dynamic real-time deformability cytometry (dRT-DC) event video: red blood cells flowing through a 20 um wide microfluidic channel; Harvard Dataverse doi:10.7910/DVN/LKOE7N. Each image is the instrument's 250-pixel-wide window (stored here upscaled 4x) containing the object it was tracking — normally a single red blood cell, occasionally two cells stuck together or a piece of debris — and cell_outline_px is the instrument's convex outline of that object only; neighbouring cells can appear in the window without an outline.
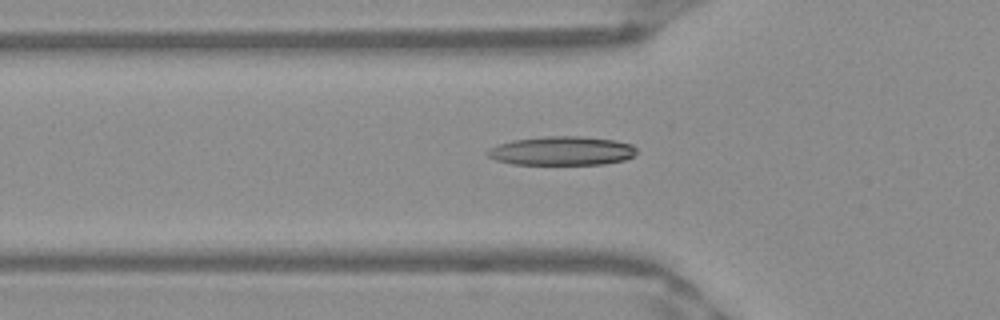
{"species": "Egyptian fruit bat (a non-hibernating species)", "species_latin": "Rousettus aegyptiacus", "temperature_condition": "warm", "stored_images_in_passage": 41, "camera_frame_rate_fps": 3000, "um_per_image_px": 0.085, "frame": {"image": 1, "passage_image": 7, "time_ms": 2.0, "image_size_px": [1000, 320], "cell_outline_px": [[636, 152], [632, 156], [624, 160], [604, 164], [512, 164], [496, 160], [488, 156], [484, 152], [488, 148], [512, 140], [544, 136], [584, 136], [612, 140], [632, 144], [636, 148]], "centroid_in_image_um": [47.72, 12.82], "position_along_channel_um": 78.1, "area_um2": 25.14}}
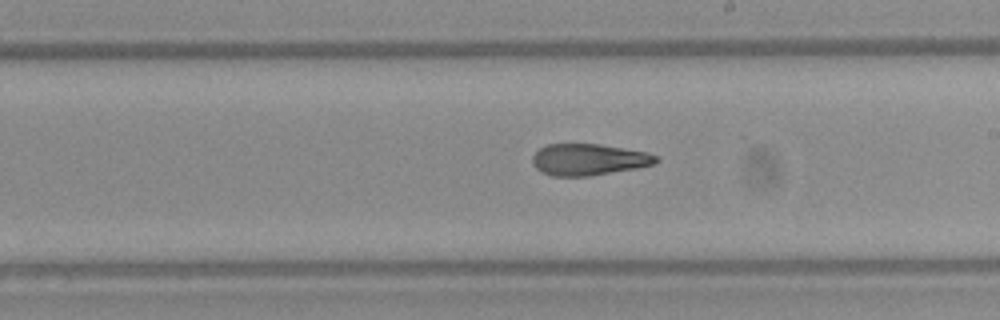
{"frame": {"image": 2, "passage_image": 19, "time_ms": 6.0, "image_size_px": [1000, 320], "cell_outline_px": [[660, 160], [656, 164], [636, 168], [588, 176], [552, 176], [540, 172], [532, 164], [532, 156], [540, 148], [548, 144], [596, 144], [648, 152], [660, 156]], "centroid_in_image_um": [50.05, 13.57], "position_along_channel_um": 238.9, "area_um2": 22.77}}
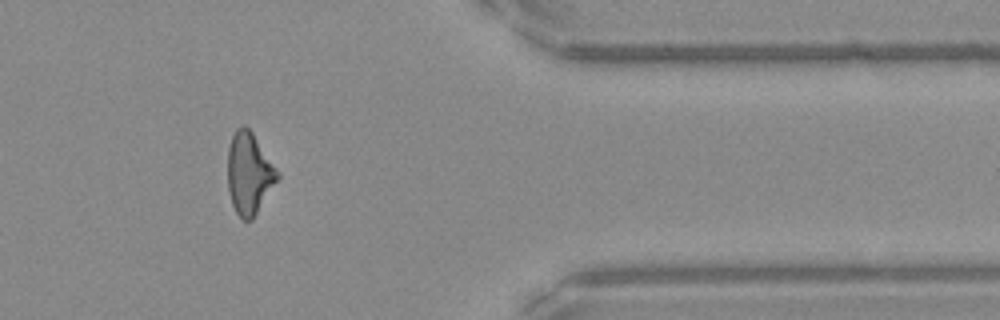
{"frame": {"image": 3, "passage_image": 32, "time_ms": 10.333, "image_size_px": [1000, 320], "cell_outline_px": [[280, 176], [252, 220], [244, 220], [236, 212], [232, 204], [228, 192], [228, 148], [232, 136], [236, 128], [244, 124], [252, 132], [280, 172]], "centroid_in_image_um": [21.18, 14.72], "position_along_channel_um": 390.2, "area_um2": 23.64}, "authors_computed_cell_mechanics": {"area_um2": 23.5246, "velocity_mm_per_s": 3.9933, "shape_relaxation_time_tau1_ms": null, "shape_relaxation_time_tau2_ms": 2.2706, "deformation_change_tau1": null, "deformation_change_tau2": 0.1088}}